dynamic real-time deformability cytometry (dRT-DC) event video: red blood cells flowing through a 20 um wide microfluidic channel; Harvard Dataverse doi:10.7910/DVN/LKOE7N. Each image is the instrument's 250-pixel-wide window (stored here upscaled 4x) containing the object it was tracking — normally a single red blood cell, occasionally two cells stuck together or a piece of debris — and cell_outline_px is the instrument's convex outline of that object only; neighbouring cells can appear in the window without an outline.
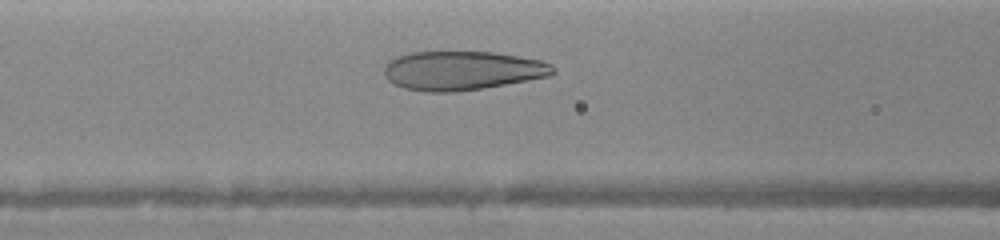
{"species": "human", "species_latin": "Homo sapiens", "temperature_condition": "warm", "stored_images_in_passage": 34, "camera_frame_rate_fps": 3000, "um_per_image_px": 0.085, "donor": {"sex": "female"}, "frame": {"image": 1, "passage_image": 12, "time_ms": 2.667, "image_size_px": [1000, 240], "cell_outline_px": [[556, 72], [548, 76], [528, 80], [484, 88], [456, 92], [424, 92], [404, 88], [392, 84], [384, 76], [384, 68], [396, 56], [412, 52], [492, 52], [540, 60], [552, 64], [556, 68]], "centroid_in_image_um": [39.28, 6.01], "position_along_channel_um": 127.3, "area_um2": 38.44}}
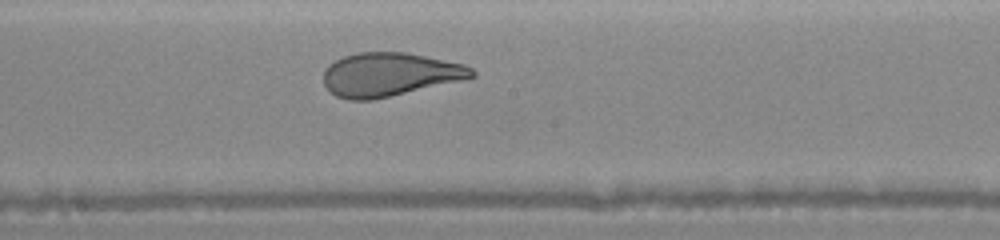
{"frame": {"image": 2, "passage_image": 21, "time_ms": 4.667, "image_size_px": [1000, 240], "cell_outline_px": [[476, 76], [464, 80], [372, 100], [348, 100], [336, 96], [324, 84], [324, 68], [328, 64], [344, 56], [360, 52], [404, 52], [464, 64], [472, 68], [476, 72]], "centroid_in_image_um": [33.12, 6.33], "position_along_channel_um": 215.1, "area_um2": 37.63}}
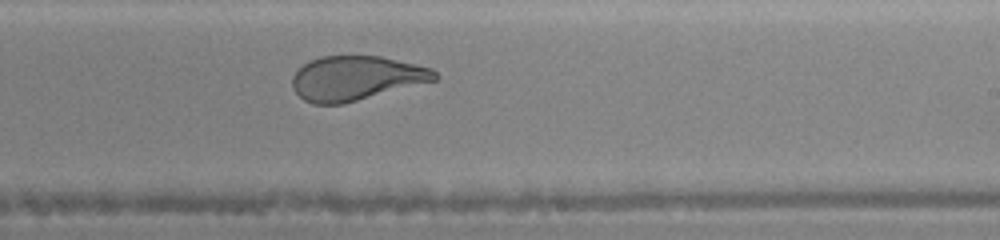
{"frame": {"image": 3, "passage_image": 25, "time_ms": 5.667, "image_size_px": [1000, 240], "cell_outline_px": [[440, 76], [436, 80], [340, 104], [312, 104], [304, 100], [292, 88], [292, 76], [304, 64], [320, 56], [380, 56], [432, 68]], "centroid_in_image_um": [30.25, 6.64], "position_along_channel_um": 258.8, "area_um2": 36.41}}